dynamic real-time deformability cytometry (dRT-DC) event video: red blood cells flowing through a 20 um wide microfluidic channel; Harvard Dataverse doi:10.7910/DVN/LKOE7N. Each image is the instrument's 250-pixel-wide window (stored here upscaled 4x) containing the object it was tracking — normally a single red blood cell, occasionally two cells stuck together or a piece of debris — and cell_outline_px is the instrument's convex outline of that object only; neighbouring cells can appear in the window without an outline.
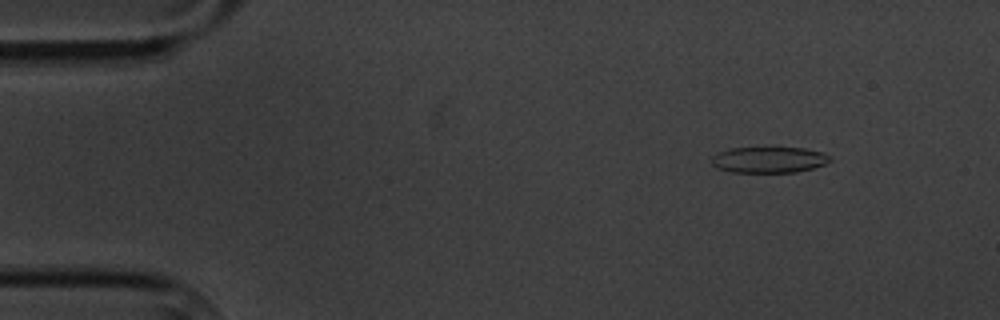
{"species": "common noctule bat (a hibernating species)", "species_latin": "Nyctalus noctula", "temperature_condition": "cold", "stored_images_in_passage": 5, "camera_frame_rate_fps": 3000, "um_per_image_px": 0.085, "animal": {"sex": "male", "body_mass_g": 20.1, "forearm_length_mm": 53.5}, "frame": {"image": 1, "passage_image": 2, "time_ms": 1.333, "image_size_px": [1000, 320], "cell_outline_px": [[832, 160], [824, 164], [812, 168], [796, 172], [732, 172], [716, 168], [712, 164], [712, 156], [728, 148], [804, 148], [820, 152], [832, 156]], "centroid_in_image_um": [65.35, 13.58], "position_along_channel_um": 19.6, "area_um2": 17.86}}